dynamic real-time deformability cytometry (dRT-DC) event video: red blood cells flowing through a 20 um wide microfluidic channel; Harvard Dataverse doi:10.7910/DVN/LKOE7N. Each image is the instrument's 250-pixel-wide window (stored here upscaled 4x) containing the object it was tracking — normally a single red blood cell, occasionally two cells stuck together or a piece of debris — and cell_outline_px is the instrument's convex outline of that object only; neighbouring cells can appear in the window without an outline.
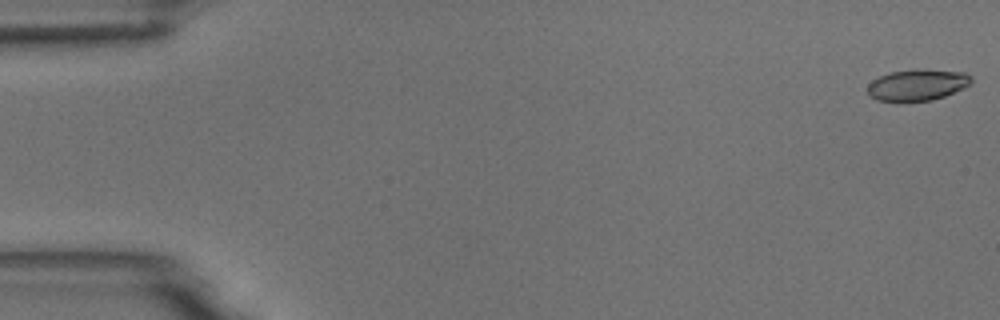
{"species": "common noctule bat (a hibernating species)", "species_latin": "Nyctalus noctula", "temperature_condition": "room temperature", "stored_images_in_passage": 9, "camera_frame_rate_fps": 3000, "um_per_image_px": 0.085, "animal": {"sex": "male", "body_mass_g": 18.8}, "frame": {"image": 1, "passage_image": 1, "time_ms": 0.0, "image_size_px": [1000, 320], "cell_outline_px": [[972, 80], [968, 84], [944, 96], [932, 100], [876, 100], [868, 92], [868, 84], [872, 80], [888, 72], [916, 68], [964, 72], [972, 76]], "centroid_in_image_um": [77.96, 7.18], "position_along_channel_um": 7.0, "area_um2": 18.61}}
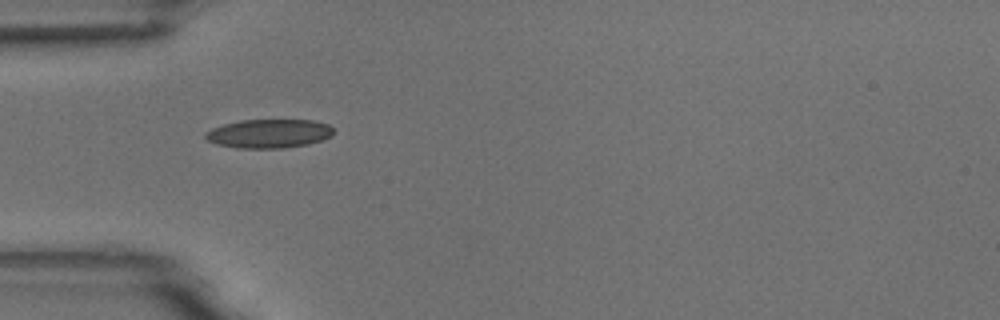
{"frame": {"image": 2, "passage_image": 6, "time_ms": 5.333, "image_size_px": [1000, 320], "cell_outline_px": [[332, 136], [308, 144], [284, 148], [236, 148], [216, 144], [208, 140], [204, 136], [204, 132], [212, 128], [224, 124], [240, 120], [312, 120], [328, 124], [332, 128]], "centroid_in_image_um": [22.82, 11.35], "position_along_channel_um": 62.2, "area_um2": 21.5}}